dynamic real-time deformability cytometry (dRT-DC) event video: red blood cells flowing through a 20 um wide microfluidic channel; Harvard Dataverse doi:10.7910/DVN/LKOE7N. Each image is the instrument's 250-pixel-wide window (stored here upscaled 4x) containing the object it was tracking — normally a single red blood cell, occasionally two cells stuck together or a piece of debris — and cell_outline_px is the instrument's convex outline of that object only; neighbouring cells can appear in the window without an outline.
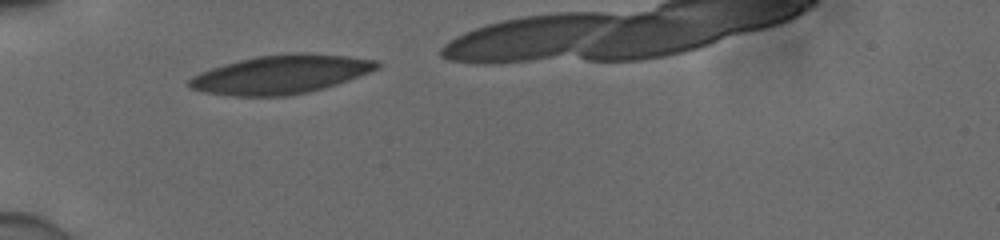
{"species": "human", "species_latin": "Homo sapiens", "temperature_condition": "cold", "stored_images_in_passage": 22, "camera_frame_rate_fps": 3000, "um_per_image_px": 0.085, "donor": {"sex": "male"}, "frame": {"image": 1, "passage_image": 1, "time_ms": 0.0, "image_size_px": [1000, 240], "cell_outline_px": [[380, 68], [348, 80], [324, 88], [308, 92], [284, 96], [232, 96], [204, 92], [192, 88], [188, 84], [188, 80], [192, 76], [200, 72], [224, 64], [256, 56], [296, 52], [304, 52], [348, 56], [376, 60], [380, 64]], "centroid_in_image_um": [23.88, 6.32], "position_along_channel_um": 61.1, "area_um2": 42.25}}
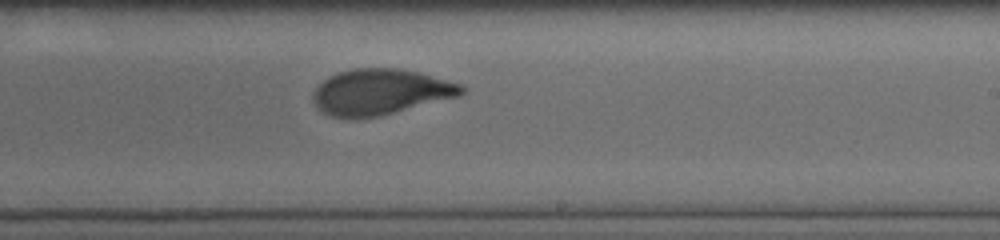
{"frame": {"image": 2, "passage_image": 10, "time_ms": 3.0, "image_size_px": [1000, 240], "cell_outline_px": [[464, 92], [460, 96], [380, 116], [332, 116], [324, 112], [312, 100], [312, 92], [328, 76], [340, 72], [356, 68], [400, 68], [420, 72], [464, 84]], "centroid_in_image_um": [32.4, 7.78], "position_along_channel_um": 256.6, "area_um2": 39.25}}
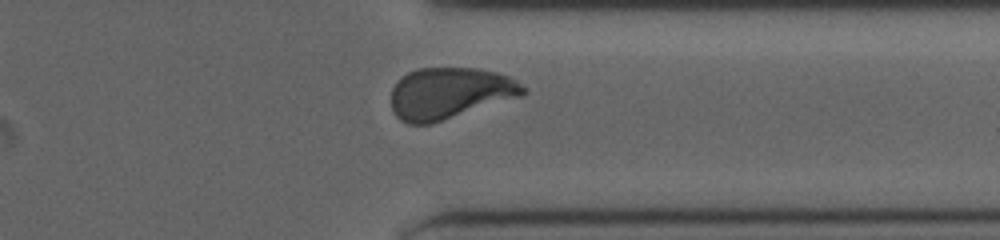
{"frame": {"image": 3, "passage_image": 19, "time_ms": 6.0, "image_size_px": [1000, 240], "cell_outline_px": [[528, 92], [524, 96], [432, 124], [408, 124], [400, 120], [392, 112], [392, 88], [396, 80], [408, 72], [420, 68], [476, 68], [496, 72], [508, 76], [516, 80], [528, 88]], "centroid_in_image_um": [38.26, 7.93], "position_along_channel_um": 373.1, "area_um2": 40.17}, "authors_computed_cell_mechanics": {"area_um2": 39.8242, "velocity_mm_per_s": 3.8983, "shape_relaxation_time_tau1_ms": 1.6152, "shape_relaxation_time_tau2_ms": null, "deformation_change_tau1": 0.1288, "deformation_change_tau2": null}}